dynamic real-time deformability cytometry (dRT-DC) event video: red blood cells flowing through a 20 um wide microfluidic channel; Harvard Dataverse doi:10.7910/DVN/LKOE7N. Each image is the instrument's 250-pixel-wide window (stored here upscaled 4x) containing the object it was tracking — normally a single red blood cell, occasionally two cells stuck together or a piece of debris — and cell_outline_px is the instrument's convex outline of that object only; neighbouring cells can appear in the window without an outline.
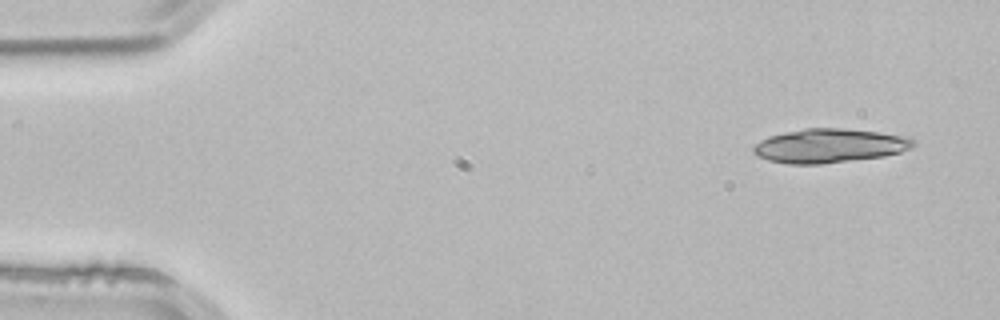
{"species": "common noctule bat (a hibernating species)", "species_latin": "Nyctalus noctula", "temperature_condition": "room temperature", "stored_images_in_passage": 4, "camera_frame_rate_fps": 3000, "um_per_image_px": 0.085, "animal": {"sex": "male", "body_mass_g": 21.5, "forearm_length_mm": 52.0}, "frame": {"image": 1, "passage_image": 4, "time_ms": 1.0, "image_size_px": [1000, 320], "cell_outline_px": [[916, 144], [912, 148], [900, 152], [884, 156], [820, 164], [788, 164], [768, 160], [756, 156], [752, 152], [752, 148], [760, 140], [768, 136], [804, 128], [844, 128], [880, 132], [900, 136], [916, 140]], "centroid_in_image_um": [70.47, 12.39], "position_along_channel_um": 14.5, "area_um2": 31.73}}